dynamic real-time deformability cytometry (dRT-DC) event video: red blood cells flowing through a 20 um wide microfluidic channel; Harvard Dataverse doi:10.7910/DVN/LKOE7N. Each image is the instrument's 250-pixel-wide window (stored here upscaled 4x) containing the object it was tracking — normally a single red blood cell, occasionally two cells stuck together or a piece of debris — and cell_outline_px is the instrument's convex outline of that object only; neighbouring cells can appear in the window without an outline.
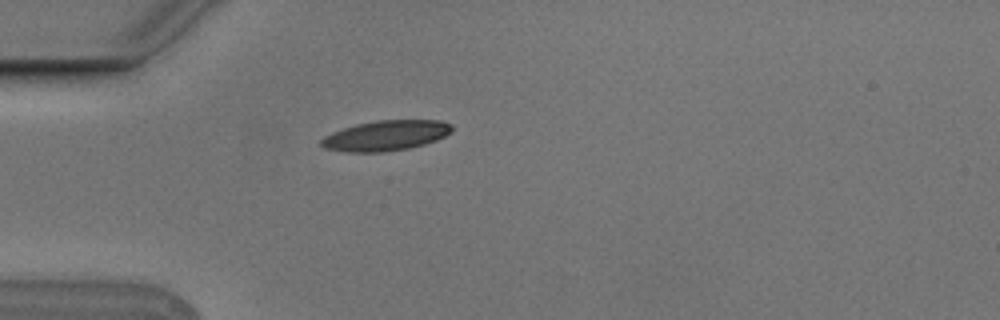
{"species": "Egyptian fruit bat (a non-hibernating species)", "species_latin": "Rousettus aegyptiacus", "temperature_condition": "cold", "stored_images_in_passage": 2, "camera_frame_rate_fps": 3000, "um_per_image_px": 0.085, "animal": {"sex": "male"}, "frame": {"image": 1, "passage_image": 2, "time_ms": 0.333, "image_size_px": [1000, 320], "cell_outline_px": [[452, 132], [436, 140], [424, 144], [408, 148], [384, 152], [348, 152], [324, 148], [320, 144], [320, 140], [324, 136], [332, 132], [356, 124], [376, 120], [440, 120], [452, 124]], "centroid_in_image_um": [32.79, 11.52], "position_along_channel_um": 52.2, "area_um2": 23.06}}